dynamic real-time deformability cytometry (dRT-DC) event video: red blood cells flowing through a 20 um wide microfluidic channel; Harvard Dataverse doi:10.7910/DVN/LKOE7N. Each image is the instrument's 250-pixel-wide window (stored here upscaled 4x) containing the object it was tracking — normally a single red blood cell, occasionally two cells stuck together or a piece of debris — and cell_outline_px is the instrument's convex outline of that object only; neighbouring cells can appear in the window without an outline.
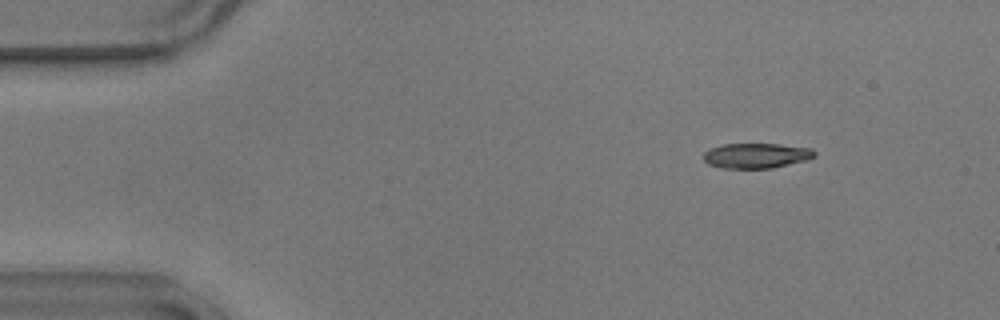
{"species": "common noctule bat (a hibernating species)", "species_latin": "Nyctalus noctula", "temperature_condition": "warm", "stored_images_in_passage": 15, "camera_frame_rate_fps": 3000, "um_per_image_px": 0.085, "animal": {"sex": "male", "body_mass_g": 17.9}, "frame": {"image": 1, "passage_image": 7, "time_ms": 2.0, "image_size_px": [1000, 320], "cell_outline_px": [[816, 156], [808, 160], [772, 168], [720, 168], [708, 164], [704, 160], [704, 152], [708, 148], [720, 144], [776, 144], [812, 148], [816, 152]], "centroid_in_image_um": [64.28, 13.23], "position_along_channel_um": 20.7, "area_um2": 16.42}}